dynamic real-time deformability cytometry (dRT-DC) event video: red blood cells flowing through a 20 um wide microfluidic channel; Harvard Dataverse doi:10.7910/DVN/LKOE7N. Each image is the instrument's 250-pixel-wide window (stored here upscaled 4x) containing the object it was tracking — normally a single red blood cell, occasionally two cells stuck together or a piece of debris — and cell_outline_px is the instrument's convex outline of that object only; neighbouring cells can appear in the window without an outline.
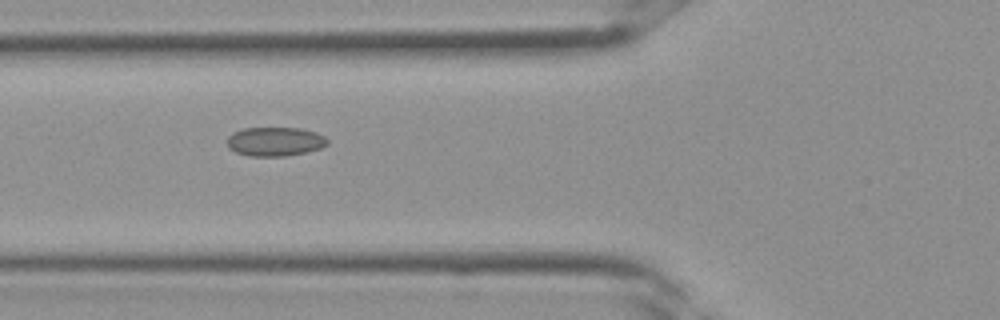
{"species": "Egyptian fruit bat (a non-hibernating species)", "species_latin": "Rousettus aegyptiacus", "temperature_condition": "room temperature", "stored_images_in_passage": 4, "camera_frame_rate_fps": 3000, "um_per_image_px": 0.085, "frame": {"image": 1, "passage_image": 4, "time_ms": 1.0, "image_size_px": [1000, 320], "cell_outline_px": [[328, 144], [320, 148], [304, 152], [284, 156], [248, 156], [236, 152], [228, 148], [228, 136], [232, 132], [244, 128], [300, 128], [316, 132], [324, 136], [328, 140]], "centroid_in_image_um": [23.36, 12.02], "position_along_channel_um": 102.4, "area_um2": 16.94}}